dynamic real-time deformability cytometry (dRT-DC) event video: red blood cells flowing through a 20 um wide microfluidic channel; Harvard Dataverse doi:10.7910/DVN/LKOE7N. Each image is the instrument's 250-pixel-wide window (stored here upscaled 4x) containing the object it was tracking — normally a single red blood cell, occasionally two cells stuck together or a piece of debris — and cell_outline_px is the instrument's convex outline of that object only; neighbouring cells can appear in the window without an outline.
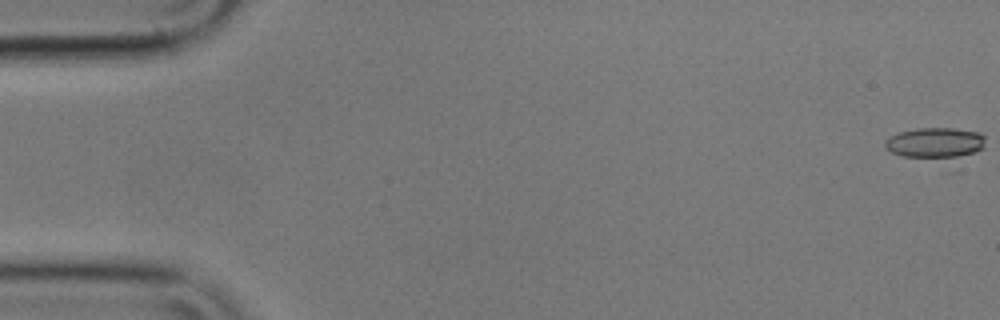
{"species": "common noctule bat (a hibernating species)", "species_latin": "Nyctalus noctula", "temperature_condition": "cold", "stored_images_in_passage": 49, "camera_frame_rate_fps": 3000, "um_per_image_px": 0.085, "animal": {"sex": "male", "body_mass_g": 17.9}, "frame": {"image": 1, "passage_image": 1, "time_ms": 0.0, "image_size_px": [1000, 320], "cell_outline_px": [[984, 148], [948, 160], [944, 160], [900, 156], [892, 152], [884, 144], [884, 140], [900, 132], [916, 128], [952, 128], [980, 132], [984, 136]], "centroid_in_image_um": [79.49, 12.16], "position_along_channel_um": 5.5, "area_um2": 18.15}}
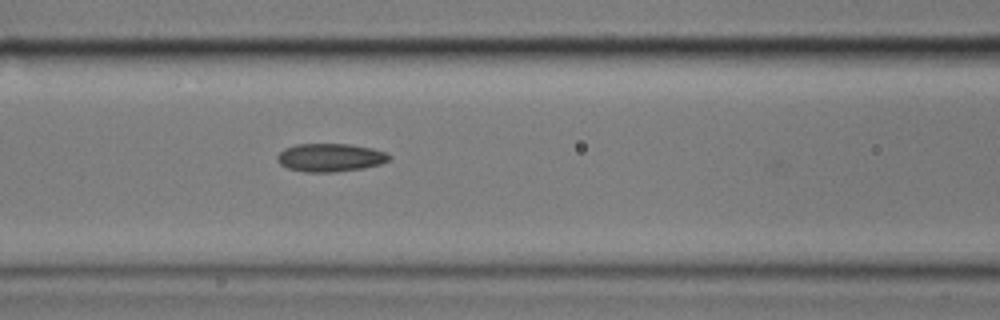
{"frame": {"image": 2, "passage_image": 24, "time_ms": 7.667, "image_size_px": [1000, 320], "cell_outline_px": [[392, 156], [388, 160], [380, 164], [364, 168], [332, 172], [304, 172], [288, 168], [280, 164], [276, 160], [276, 156], [284, 148], [296, 144], [348, 144], [372, 148], [384, 152]], "centroid_in_image_um": [28.04, 13.39], "position_along_channel_um": 138.6, "area_um2": 18.38}}
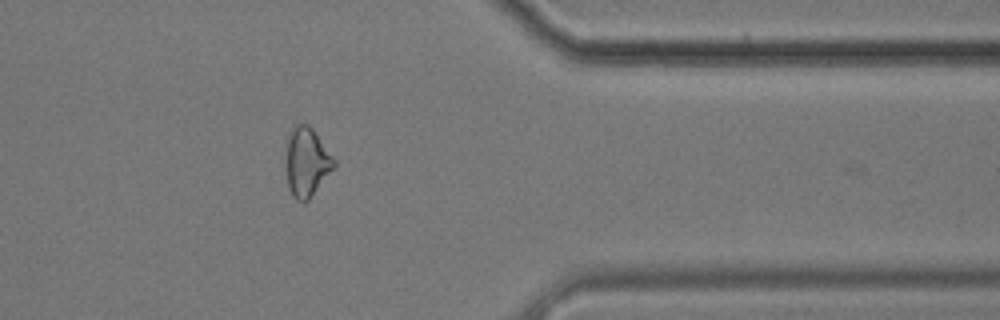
{"frame": {"image": 3, "passage_image": 46, "time_ms": 15.0, "image_size_px": [1000, 320], "cell_outline_px": [[336, 164], [308, 200], [304, 204], [296, 200], [292, 196], [288, 188], [288, 132], [296, 124], [308, 124], [312, 128], [336, 160]], "centroid_in_image_um": [26.08, 13.78], "position_along_channel_um": 385.3, "area_um2": 18.84}, "authors_computed_cell_mechanics": {"area_um2": 18.207, "velocity_mm_per_s": 3.5793, "shape_relaxation_time_tau1_ms": 3.8216, "shape_relaxation_time_tau2_ms": 3.0214, "deformation_change_tau1": 0.1111, "deformation_change_tau2": 0.0966}}